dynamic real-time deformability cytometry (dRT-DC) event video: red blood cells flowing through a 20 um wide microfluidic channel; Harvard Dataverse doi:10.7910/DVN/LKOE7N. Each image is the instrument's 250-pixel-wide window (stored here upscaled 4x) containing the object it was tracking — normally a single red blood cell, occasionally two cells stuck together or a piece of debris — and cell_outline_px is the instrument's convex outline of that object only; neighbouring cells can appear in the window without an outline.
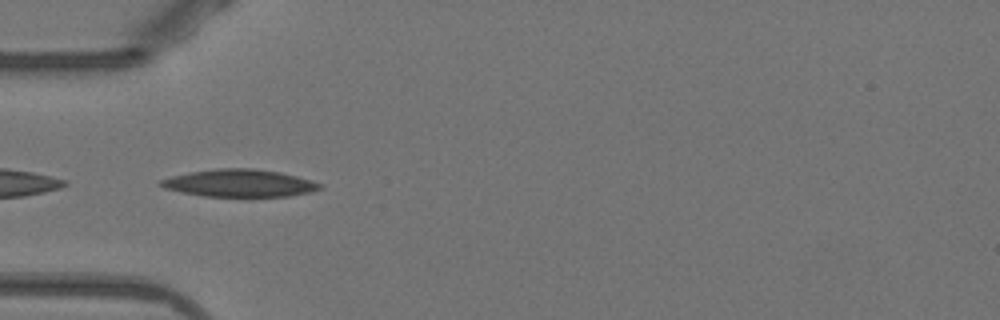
{"species": "Egyptian fruit bat (a non-hibernating species)", "species_latin": "Rousettus aegyptiacus", "temperature_condition": "warm", "stored_images_in_passage": 38, "camera_frame_rate_fps": 3000, "um_per_image_px": 0.085, "animal": {"sex": "female"}, "frame": {"image": 1, "passage_image": 3, "time_ms": 0.667, "image_size_px": [1000, 320], "cell_outline_px": [[324, 188], [308, 192], [288, 196], [204, 196], [164, 188], [156, 184], [160, 180], [172, 176], [188, 172], [216, 168], [252, 168], [280, 172], [312, 180], [320, 184]], "centroid_in_image_um": [20.33, 15.55], "position_along_channel_um": 64.7, "area_um2": 25.32}}
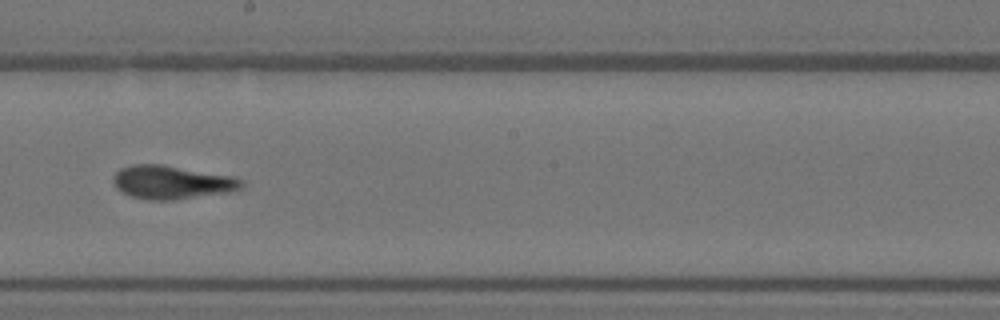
{"frame": {"image": 2, "passage_image": 16, "time_ms": 5.0, "image_size_px": [1000, 320], "cell_outline_px": [[244, 184], [240, 188], [232, 192], [172, 200], [148, 200], [132, 196], [116, 188], [112, 180], [112, 176], [120, 168], [132, 164], [160, 164], [236, 176], [244, 180]], "centroid_in_image_um": [14.63, 15.49], "position_along_channel_um": 233.6, "area_um2": 25.26}}
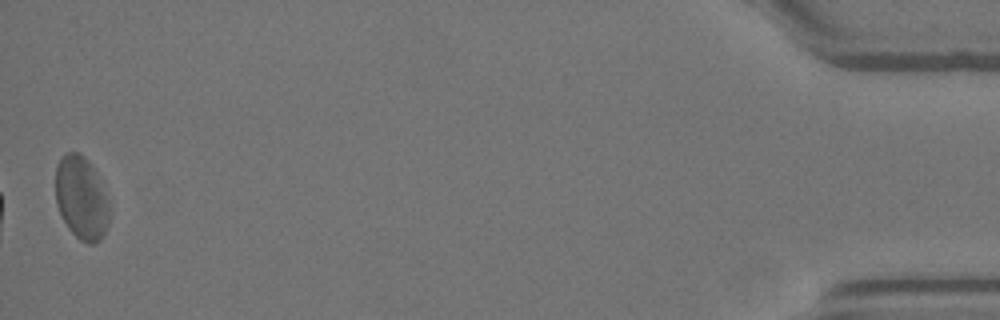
{"frame": {"image": 3, "passage_image": 38, "time_ms": 12.333, "image_size_px": [1000, 320], "cell_outline_px": [[108, 224], [100, 240], [92, 244], [88, 244], [80, 240], [68, 228], [56, 204], [56, 164], [64, 152], [80, 152], [88, 160], [96, 172], [108, 200]], "centroid_in_image_um": [6.9, 16.8], "position_along_channel_um": 428.3, "area_um2": 26.01}, "authors_computed_cell_mechanics": {"area_um2": 24.565, "velocity_mm_per_s": 3.9127, "shape_relaxation_time_tau1_ms": 4.8863, "shape_relaxation_time_tau2_ms": 3.4814, "deformation_change_tau1": 0.1573, "deformation_change_tau2": 0.1101}}